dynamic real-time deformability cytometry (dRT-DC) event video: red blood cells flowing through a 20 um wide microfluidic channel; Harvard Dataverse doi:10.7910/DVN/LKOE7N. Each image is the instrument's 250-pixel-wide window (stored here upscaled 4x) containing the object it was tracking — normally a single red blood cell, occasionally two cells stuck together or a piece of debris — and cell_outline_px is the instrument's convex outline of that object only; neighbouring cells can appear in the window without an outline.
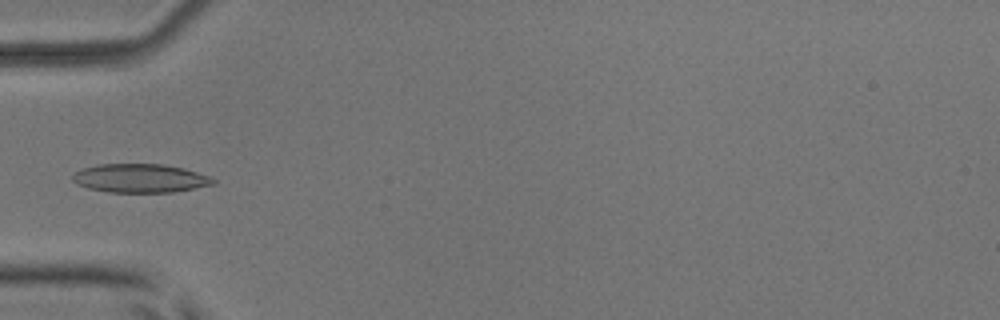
{"species": "common noctule bat (a hibernating species)", "species_latin": "Nyctalus noctula", "temperature_condition": "room temperature", "stored_images_in_passage": 6, "camera_frame_rate_fps": 3000, "um_per_image_px": 0.085, "animal": {"sex": "male", "body_mass_g": 17.9, "forearm_length_mm": 54.2}, "frame": {"image": 1, "passage_image": 6, "time_ms": 5.667, "image_size_px": [1000, 320], "cell_outline_px": [[216, 184], [172, 192], [108, 192], [88, 188], [76, 184], [72, 180], [72, 172], [96, 164], [164, 164], [184, 168], [208, 176], [216, 180]], "centroid_in_image_um": [11.88, 15.15], "position_along_channel_um": 73.1, "area_um2": 23.58}}